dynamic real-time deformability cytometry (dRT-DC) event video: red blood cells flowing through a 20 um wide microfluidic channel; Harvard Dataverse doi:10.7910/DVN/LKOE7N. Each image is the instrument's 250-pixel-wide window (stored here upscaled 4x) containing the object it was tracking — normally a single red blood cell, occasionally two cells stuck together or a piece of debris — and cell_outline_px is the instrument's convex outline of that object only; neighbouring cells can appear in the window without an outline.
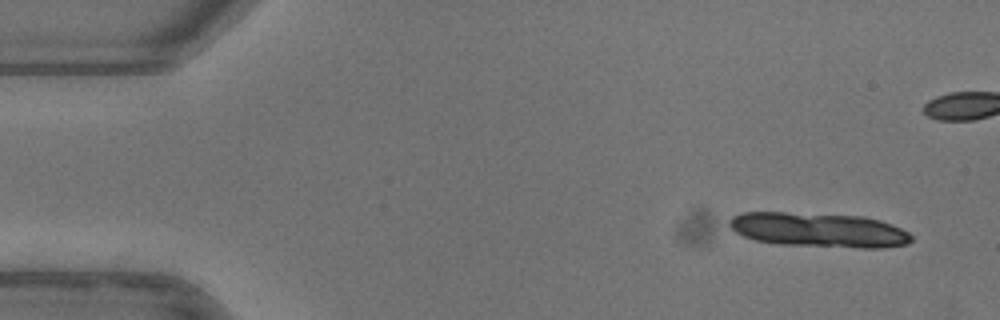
{"species": "common noctule bat (a hibernating species)", "species_latin": "Nyctalus noctula", "temperature_condition": "warm", "stored_images_in_passage": 13, "camera_frame_rate_fps": 3000, "um_per_image_px": 0.085, "animal": {"sex": "female"}, "frame": {"image": 1, "passage_image": 3, "time_ms": 0.667, "image_size_px": [1000, 320], "cell_outline_px": [[912, 240], [908, 244], [884, 248], [860, 248], [780, 244], [756, 240], [744, 236], [736, 232], [728, 224], [728, 220], [732, 216], [740, 212], [784, 212], [864, 216], [880, 220], [892, 224], [908, 232], [912, 236]], "centroid_in_image_um": [69.61, 19.54], "position_along_channel_um": 15.4, "area_um2": 36.82}}